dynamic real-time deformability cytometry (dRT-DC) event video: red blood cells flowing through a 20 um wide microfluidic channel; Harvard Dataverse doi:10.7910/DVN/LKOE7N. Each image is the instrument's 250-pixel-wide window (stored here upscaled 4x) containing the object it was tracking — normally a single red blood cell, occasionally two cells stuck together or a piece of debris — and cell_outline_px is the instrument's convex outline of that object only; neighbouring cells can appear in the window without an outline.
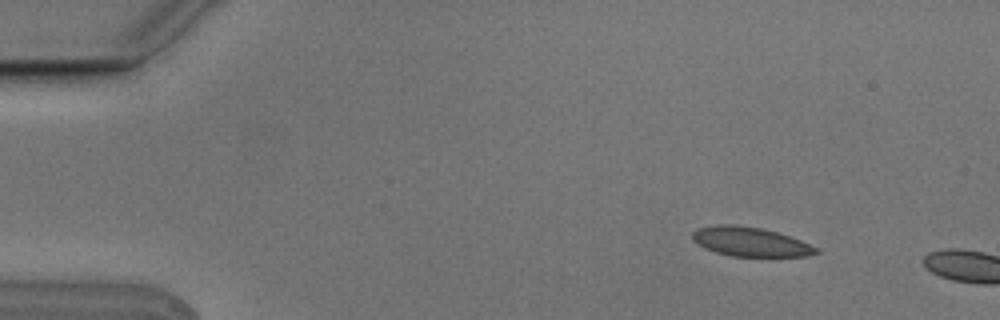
{"species": "Egyptian fruit bat (a non-hibernating species)", "species_latin": "Rousettus aegyptiacus", "temperature_condition": "cold", "stored_images_in_passage": 2, "camera_frame_rate_fps": 3000, "um_per_image_px": 0.085, "animal": {"sex": "male"}, "frame": {"image": 1, "passage_image": 1, "time_ms": 0.0, "image_size_px": [1000, 320], "cell_outline_px": [[820, 252], [808, 256], [732, 256], [716, 252], [704, 248], [692, 240], [692, 232], [696, 228], [716, 224], [732, 224], [760, 228], [776, 232], [800, 240], [820, 248]], "centroid_in_image_um": [63.76, 20.54], "position_along_channel_um": 21.2, "area_um2": 21.1}}